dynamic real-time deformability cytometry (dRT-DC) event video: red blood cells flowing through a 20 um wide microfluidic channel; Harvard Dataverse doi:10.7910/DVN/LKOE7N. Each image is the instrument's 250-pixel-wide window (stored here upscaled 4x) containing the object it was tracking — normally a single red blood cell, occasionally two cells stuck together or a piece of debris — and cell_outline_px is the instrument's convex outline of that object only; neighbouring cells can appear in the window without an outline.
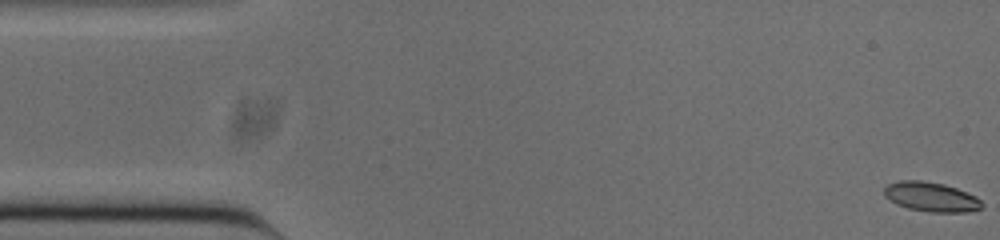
{"species": "common noctule bat (a hibernating species)", "species_latin": "Nyctalus noctula", "temperature_condition": "cold", "stored_images_in_passage": 53, "camera_frame_rate_fps": 3000, "um_per_image_px": 0.085, "animal": {"sex": "male", "body_mass_g": 20.0, "forearm_length_mm": 53.3}, "frame": {"image": 1, "passage_image": 1, "time_ms": 0.0, "image_size_px": [1000, 240], "cell_outline_px": [[984, 204], [980, 208], [968, 212], [928, 212], [908, 208], [896, 204], [884, 196], [884, 188], [888, 184], [900, 180], [920, 180], [944, 184], [956, 188], [976, 196]], "centroid_in_image_um": [79.13, 16.73], "position_along_channel_um": 5.9, "area_um2": 16.82}}
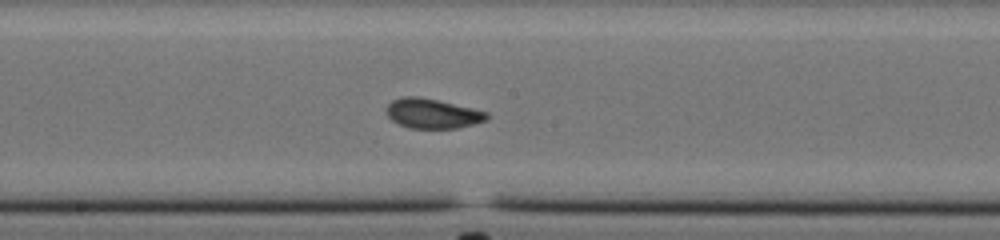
{"frame": {"image": 2, "passage_image": 27, "time_ms": 8.667, "image_size_px": [1000, 240], "cell_outline_px": [[488, 120], [456, 128], [408, 128], [392, 120], [388, 116], [384, 108], [392, 100], [404, 96], [416, 96], [436, 100], [472, 108], [488, 112]], "centroid_in_image_um": [36.73, 9.65], "position_along_channel_um": 211.5, "area_um2": 17.28}}
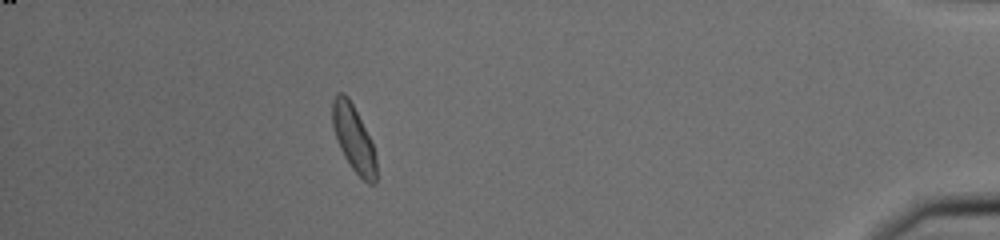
{"frame": {"image": 3, "passage_image": 47, "time_ms": 15.333, "image_size_px": [1000, 240], "cell_outline_px": [[376, 184], [368, 184], [352, 168], [344, 156], [340, 148], [332, 124], [332, 100], [336, 92], [344, 92], [348, 96], [372, 144], [376, 156]], "centroid_in_image_um": [30.04, 11.76], "position_along_channel_um": 405.2, "area_um2": 16.65}, "authors_computed_cell_mechanics": {"area_um2": 17.051, "velocity_mm_per_s": 3.8226, "shape_relaxation_time_tau1_ms": 5.928, "shape_relaxation_time_tau2_ms": 1.3909, "deformation_change_tau1": 0.1793, "deformation_change_tau2": 0.0469}}